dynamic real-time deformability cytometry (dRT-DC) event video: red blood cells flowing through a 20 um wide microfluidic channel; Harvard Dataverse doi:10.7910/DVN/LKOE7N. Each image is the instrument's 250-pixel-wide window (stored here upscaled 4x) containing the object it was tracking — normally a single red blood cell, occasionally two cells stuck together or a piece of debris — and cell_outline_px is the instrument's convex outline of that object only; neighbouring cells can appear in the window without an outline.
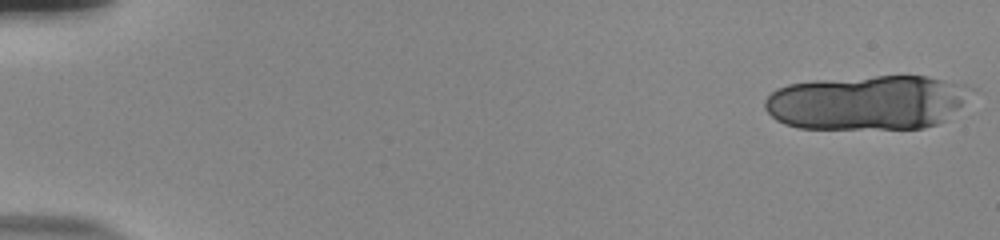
{"species": "human", "species_latin": "Homo sapiens", "temperature_condition": "room temperature", "stored_images_in_passage": 18, "camera_frame_rate_fps": 3000, "um_per_image_px": 0.085, "donor": {"sex": "male"}, "frame": {"image": 1, "passage_image": 1, "time_ms": 0.0, "image_size_px": [1000, 240], "cell_outline_px": [[976, 88], [944, 120], [936, 124], [924, 128], [800, 128], [784, 124], [776, 120], [764, 108], [764, 100], [776, 88], [788, 84], [816, 80], [876, 76], [928, 76], [964, 84]], "centroid_in_image_um": [73.68, 8.7], "position_along_channel_um": 11.3, "area_um2": 65.37}}